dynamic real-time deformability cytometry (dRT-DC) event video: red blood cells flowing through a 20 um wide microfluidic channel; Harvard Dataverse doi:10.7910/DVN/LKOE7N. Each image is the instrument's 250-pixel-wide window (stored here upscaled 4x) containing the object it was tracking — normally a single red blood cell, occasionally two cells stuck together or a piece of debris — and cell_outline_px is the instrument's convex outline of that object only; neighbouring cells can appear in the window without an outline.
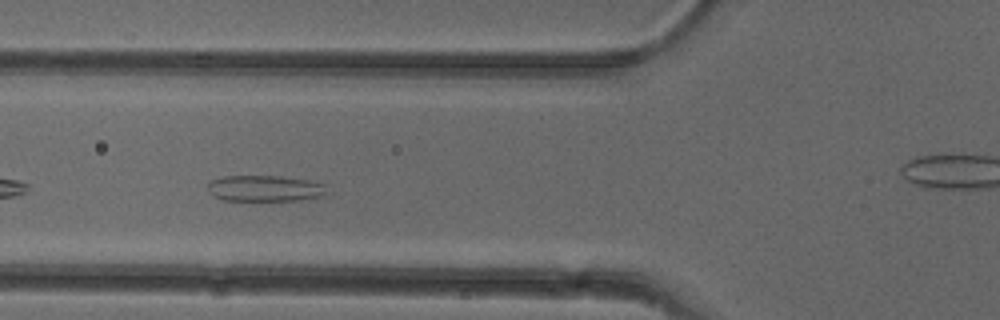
{"species": "common noctule bat (a hibernating species)", "species_latin": "Nyctalus noctula", "temperature_condition": "cold", "stored_images_in_passage": 8, "segment_of_instrument_passage": [1, 2], "camera_frame_rate_fps": 3000, "um_per_image_px": 0.085, "animal": {"sex": "female"}, "frame": {"image": 1, "passage_image": 5, "time_ms": 4.667, "image_size_px": [1000, 320], "cell_outline_px": [[332, 192], [324, 196], [300, 200], [224, 200], [212, 196], [208, 192], [208, 184], [212, 180], [224, 176], [280, 176], [308, 180], [324, 184]], "centroid_in_image_um": [22.57, 16.02], "position_along_channel_um": 103.2, "area_um2": 18.32}}
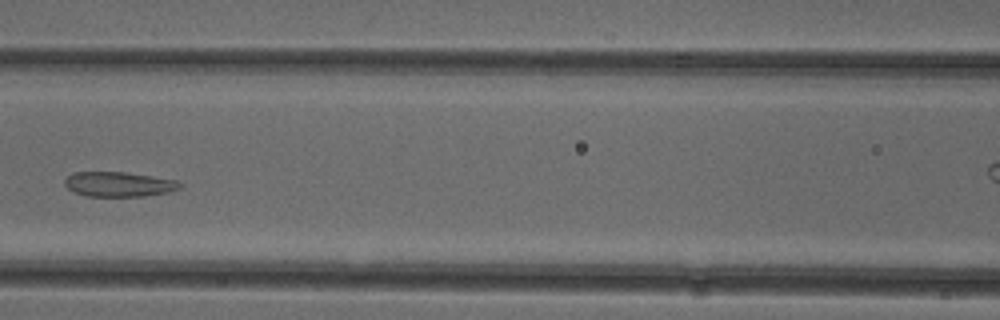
{"frame": {"image": 2, "passage_image": 6, "time_ms": 6.0, "image_size_px": [1000, 320], "cell_outline_px": [[184, 184], [180, 188], [168, 192], [144, 196], [88, 196], [76, 192], [68, 188], [64, 184], [64, 180], [72, 172], [124, 172], [152, 176], [176, 180]], "centroid_in_image_um": [10.12, 15.65], "position_along_channel_um": 156.5, "area_um2": 16.59}}
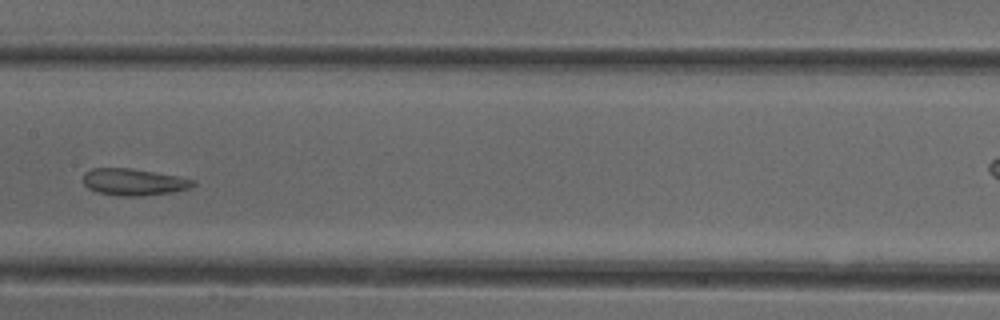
{"frame": {"image": 3, "passage_image": 7, "time_ms": 7.0, "image_size_px": [1000, 320], "cell_outline_px": [[196, 184], [188, 188], [172, 192], [140, 196], [120, 196], [96, 192], [88, 188], [84, 184], [84, 172], [92, 168], [132, 168], [176, 176], [196, 180]], "centroid_in_image_um": [11.34, 15.47], "position_along_channel_um": 196.1, "area_um2": 17.11}}